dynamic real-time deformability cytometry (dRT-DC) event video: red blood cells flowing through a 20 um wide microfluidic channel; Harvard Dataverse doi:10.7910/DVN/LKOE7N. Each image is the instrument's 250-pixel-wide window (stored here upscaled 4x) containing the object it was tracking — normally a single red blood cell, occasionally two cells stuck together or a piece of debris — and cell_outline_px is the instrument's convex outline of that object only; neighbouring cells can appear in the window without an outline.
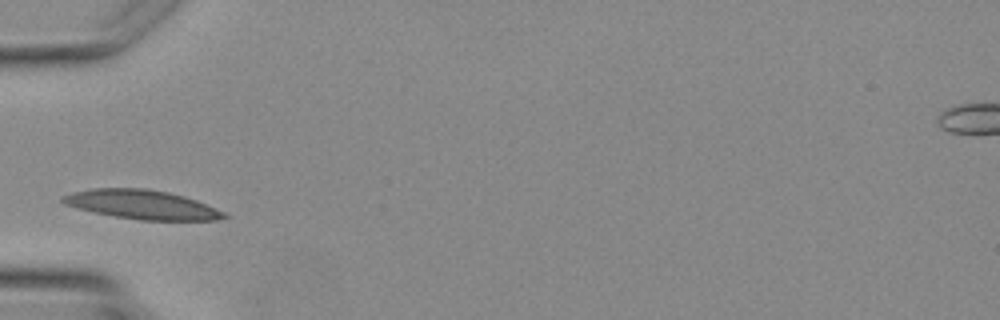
{"species": "Egyptian fruit bat (a non-hibernating species)", "species_latin": "Rousettus aegyptiacus", "temperature_condition": "warm", "stored_images_in_passage": 1, "camera_frame_rate_fps": 3000, "um_per_image_px": 0.085, "animal": {"sex": "female"}, "frame": {"image": 1, "passage_image": 1, "time_ms": 0.0, "image_size_px": [1000, 320], "cell_outline_px": [[228, 216], [216, 220], [140, 220], [92, 212], [76, 208], [64, 204], [60, 200], [60, 196], [72, 192], [92, 188], [144, 188], [168, 192], [184, 196], [196, 200], [224, 212]], "centroid_in_image_um": [12.0, 17.38], "position_along_channel_um": 73.0, "area_um2": 27.28}}